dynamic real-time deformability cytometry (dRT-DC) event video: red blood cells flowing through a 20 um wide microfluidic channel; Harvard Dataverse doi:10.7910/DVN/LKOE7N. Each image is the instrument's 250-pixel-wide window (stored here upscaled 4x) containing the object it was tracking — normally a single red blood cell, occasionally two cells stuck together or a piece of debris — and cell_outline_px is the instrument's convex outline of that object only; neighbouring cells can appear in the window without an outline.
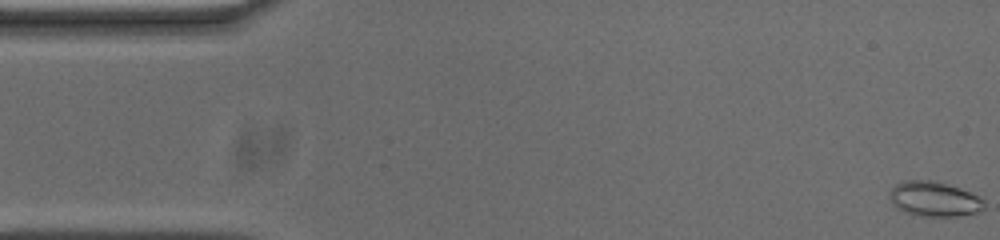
{"species": "common noctule bat (a hibernating species)", "species_latin": "Nyctalus noctula", "temperature_condition": "cold", "stored_images_in_passage": 54, "camera_frame_rate_fps": 3000, "um_per_image_px": 0.085, "animal": {"sex": "male", "body_mass_g": 20.0, "forearm_length_mm": 53.3}, "frame": {"image": 1, "passage_image": 1, "time_ms": 0.0, "image_size_px": [1000, 240], "cell_outline_px": [[984, 208], [976, 212], [956, 216], [920, 216], [904, 212], [896, 208], [892, 204], [888, 192], [896, 184], [904, 180], [932, 180], [948, 184], [960, 188], [984, 200]], "centroid_in_image_um": [79.35, 16.91], "position_along_channel_um": 5.7, "area_um2": 19.19}}
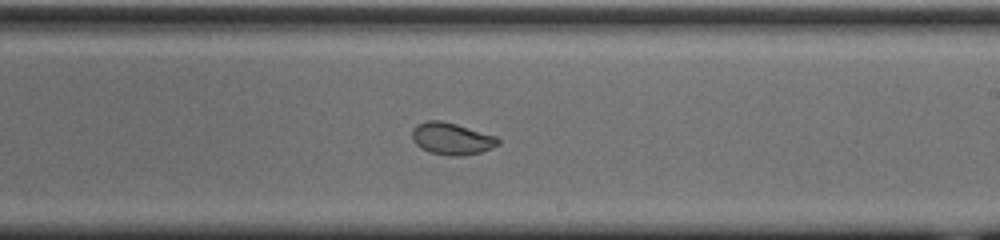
{"frame": {"image": 2, "passage_image": 31, "time_ms": 10.0, "image_size_px": [1000, 240], "cell_outline_px": [[500, 144], [492, 148], [480, 152], [460, 156], [448, 156], [428, 152], [420, 148], [412, 140], [412, 128], [416, 124], [428, 120], [440, 120], [456, 124], [496, 136], [500, 140]], "centroid_in_image_um": [38.36, 11.79], "position_along_channel_um": 250.6, "area_um2": 16.18}}
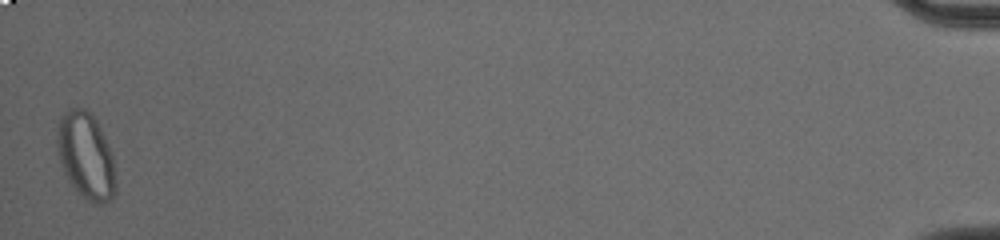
{"frame": {"image": 3, "passage_image": 54, "time_ms": 17.667, "image_size_px": [1000, 240], "cell_outline_px": [[116, 192], [112, 200], [104, 204], [96, 204], [84, 196], [72, 184], [64, 172], [60, 160], [56, 144], [56, 140], [60, 120], [68, 108], [84, 108], [96, 120], [112, 152], [116, 180]], "centroid_in_image_um": [7.34, 13.26], "position_along_channel_um": 427.9, "area_um2": 29.19}, "authors_computed_cell_mechanics": {"area_um2": 17.6001, "velocity_mm_per_s": 3.696, "shape_relaxation_time_tau1_ms": null, "shape_relaxation_time_tau2_ms": 1.0508, "deformation_change_tau1": null, "deformation_change_tau2": 0.0499}}